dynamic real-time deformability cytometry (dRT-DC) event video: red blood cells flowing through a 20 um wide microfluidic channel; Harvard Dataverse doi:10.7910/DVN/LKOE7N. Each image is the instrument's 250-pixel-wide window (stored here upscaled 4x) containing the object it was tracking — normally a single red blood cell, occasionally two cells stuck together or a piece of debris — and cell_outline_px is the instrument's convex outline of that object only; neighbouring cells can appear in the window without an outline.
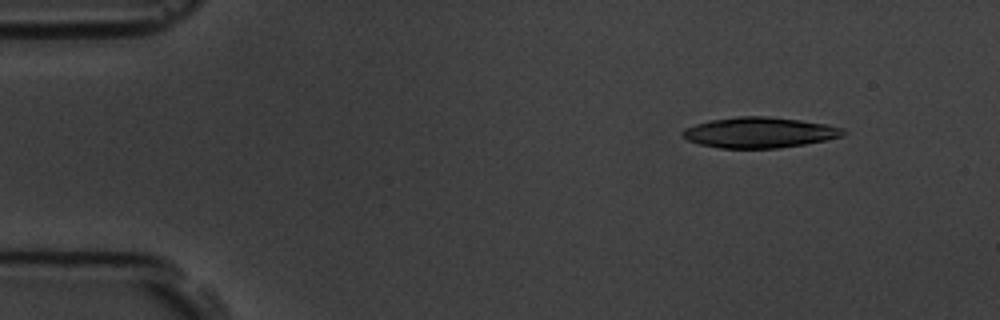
{"species": "common noctule bat (a hibernating species)", "species_latin": "Nyctalus noctula", "temperature_condition": "room temperature", "stored_images_in_passage": 3, "camera_frame_rate_fps": 3000, "um_per_image_px": 0.085, "animal": {"sex": "male", "body_mass_g": 19.5, "forearm_length_mm": 54.6}, "frame": {"image": 1, "passage_image": 1, "time_ms": 0.0, "image_size_px": [1000, 320], "cell_outline_px": [[848, 132], [844, 136], [804, 144], [780, 148], [720, 148], [700, 144], [688, 140], [680, 136], [680, 132], [684, 128], [696, 124], [712, 120], [736, 116], [768, 116], [800, 120], [824, 124], [844, 128]], "centroid_in_image_um": [64.54, 11.26], "position_along_channel_um": 20.5, "area_um2": 28.73}}
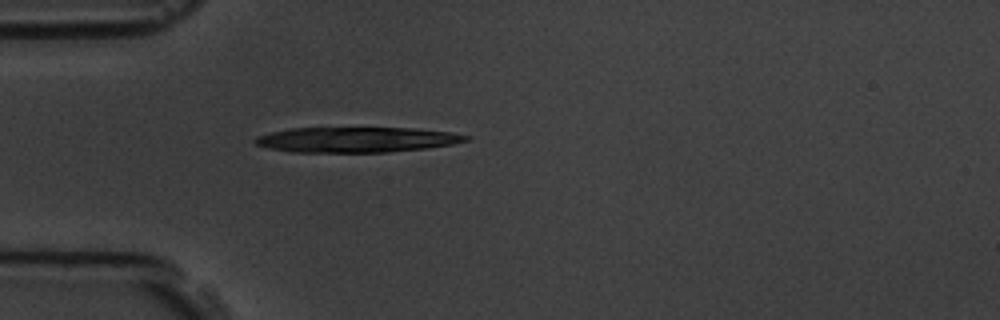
{"frame": {"image": 2, "passage_image": 3, "time_ms": 3.0, "image_size_px": [1000, 320], "cell_outline_px": [[468, 140], [452, 144], [428, 148], [388, 152], [292, 152], [268, 148], [256, 144], [252, 140], [256, 136], [288, 128], [416, 128], [452, 132], [468, 136]], "centroid_in_image_um": [30.28, 11.87], "position_along_channel_um": 54.7, "area_um2": 31.1}}